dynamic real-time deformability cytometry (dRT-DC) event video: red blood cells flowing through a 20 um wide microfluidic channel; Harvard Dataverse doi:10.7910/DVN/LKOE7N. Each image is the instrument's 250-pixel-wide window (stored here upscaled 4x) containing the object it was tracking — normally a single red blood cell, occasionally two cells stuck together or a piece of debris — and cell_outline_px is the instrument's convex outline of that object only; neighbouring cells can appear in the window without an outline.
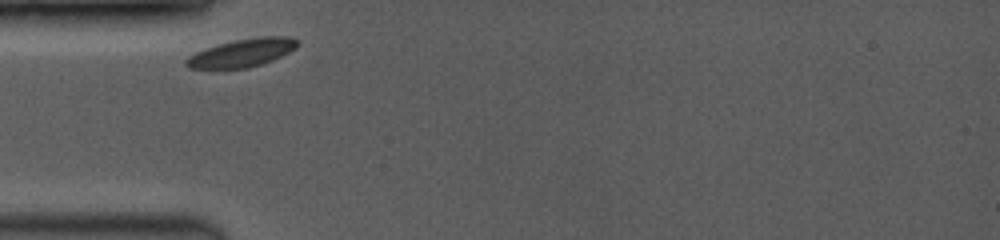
{"species": "common noctule bat (a hibernating species)", "species_latin": "Nyctalus noctula", "temperature_condition": "room temperature", "stored_images_in_passage": 15, "camera_frame_rate_fps": 3500, "um_per_image_px": 0.085, "animal": {"sex": "female", "body_mass_g": 19.0, "forearm_length_mm": 53.3}, "frame": {"image": 1, "passage_image": 1, "time_ms": 0.0, "image_size_px": [1000, 240], "cell_outline_px": [[296, 48], [272, 60], [248, 68], [212, 72], [188, 68], [184, 64], [184, 60], [188, 56], [196, 52], [220, 44], [236, 40], [260, 36], [288, 36], [296, 40]], "centroid_in_image_um": [20.45, 4.56], "position_along_channel_um": 64.6, "area_um2": 18.67}}
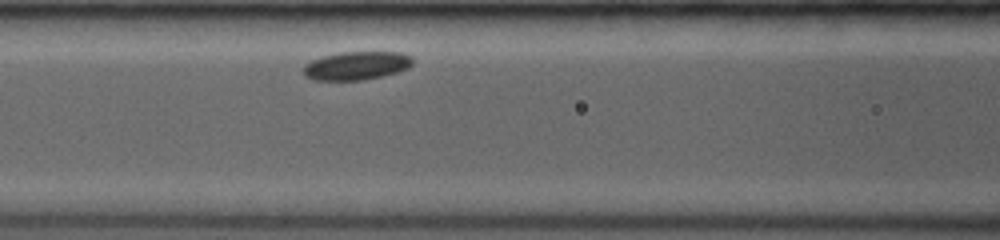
{"frame": {"image": 2, "passage_image": 7, "time_ms": 2.0, "image_size_px": [1000, 240], "cell_outline_px": [[412, 64], [408, 68], [384, 76], [364, 80], [312, 80], [304, 76], [304, 64], [312, 60], [324, 56], [340, 52], [400, 52], [412, 56]], "centroid_in_image_um": [30.3, 5.58], "position_along_channel_um": 136.3, "area_um2": 18.15}}
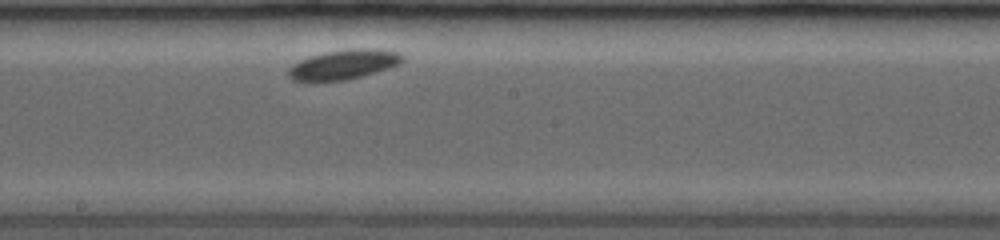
{"frame": {"image": 3, "passage_image": 15, "time_ms": 4.286, "image_size_px": [1000, 240], "cell_outline_px": [[404, 60], [388, 68], [376, 72], [348, 80], [292, 80], [288, 76], [288, 68], [292, 64], [308, 56], [324, 52], [352, 48], [368, 48], [396, 52], [404, 56]], "centroid_in_image_um": [29.18, 5.47], "position_along_channel_um": 219.0, "area_um2": 19.48}}